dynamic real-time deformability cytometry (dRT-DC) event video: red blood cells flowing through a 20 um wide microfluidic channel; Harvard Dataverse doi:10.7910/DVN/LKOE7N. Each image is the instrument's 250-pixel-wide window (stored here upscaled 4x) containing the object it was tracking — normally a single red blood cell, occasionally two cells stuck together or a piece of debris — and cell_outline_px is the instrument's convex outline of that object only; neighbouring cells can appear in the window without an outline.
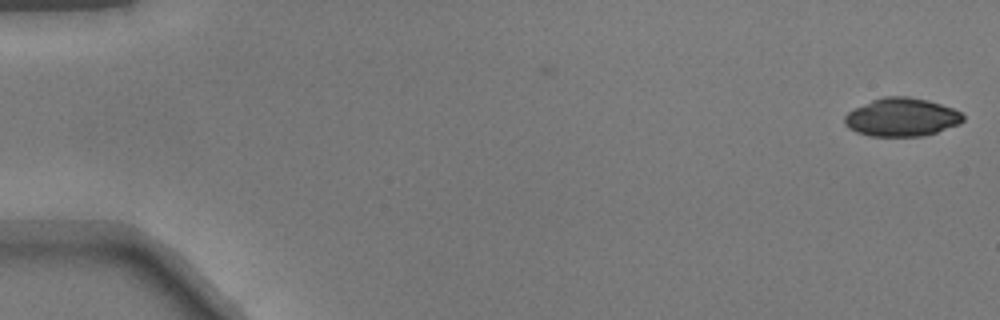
{"species": "common noctule bat (a hibernating species)", "species_latin": "Nyctalus noctula", "temperature_condition": "warm", "stored_images_in_passage": 2, "camera_frame_rate_fps": 3000, "um_per_image_px": 0.085, "animal": {"sex": "male", "body_mass_g": 17.9}, "frame": {"image": 1, "passage_image": 2, "time_ms": 0.333, "image_size_px": [1000, 320], "cell_outline_px": [[964, 120], [960, 124], [924, 136], [872, 136], [856, 132], [848, 128], [844, 124], [844, 116], [848, 112], [872, 100], [884, 96], [908, 96], [928, 100], [952, 108], [960, 112], [964, 116]], "centroid_in_image_um": [76.64, 9.96], "position_along_channel_um": 8.4, "area_um2": 26.41}}